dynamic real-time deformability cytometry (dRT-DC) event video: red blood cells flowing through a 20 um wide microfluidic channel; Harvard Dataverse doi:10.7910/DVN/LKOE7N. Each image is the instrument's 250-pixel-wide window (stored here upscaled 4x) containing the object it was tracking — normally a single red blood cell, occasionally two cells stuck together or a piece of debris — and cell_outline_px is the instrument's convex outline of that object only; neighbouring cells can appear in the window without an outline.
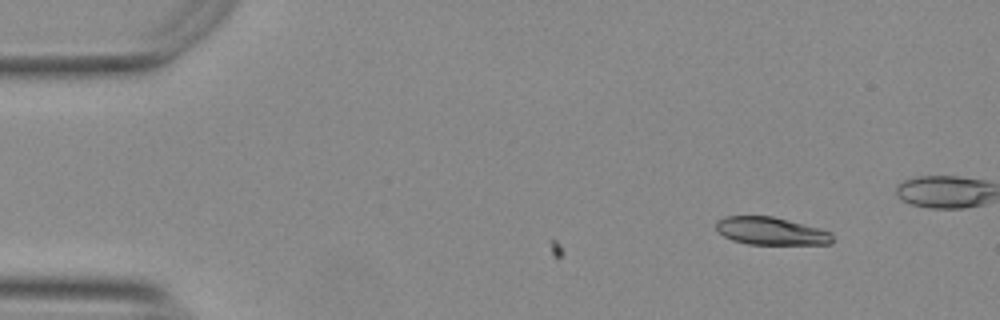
{"species": "Egyptian fruit bat (a non-hibernating species)", "species_latin": "Rousettus aegyptiacus", "temperature_condition": "warm", "stored_images_in_passage": 3, "camera_frame_rate_fps": 3000, "um_per_image_px": 0.085, "animal": {"sex": "female"}, "frame": {"image": 1, "passage_image": 3, "time_ms": 0.667, "image_size_px": [1000, 320], "cell_outline_px": [[832, 244], [748, 244], [732, 240], [724, 236], [716, 228], [716, 220], [724, 216], [772, 216], [788, 220], [832, 232]], "centroid_in_image_um": [65.51, 19.64], "position_along_channel_um": 19.5, "area_um2": 18.67}}